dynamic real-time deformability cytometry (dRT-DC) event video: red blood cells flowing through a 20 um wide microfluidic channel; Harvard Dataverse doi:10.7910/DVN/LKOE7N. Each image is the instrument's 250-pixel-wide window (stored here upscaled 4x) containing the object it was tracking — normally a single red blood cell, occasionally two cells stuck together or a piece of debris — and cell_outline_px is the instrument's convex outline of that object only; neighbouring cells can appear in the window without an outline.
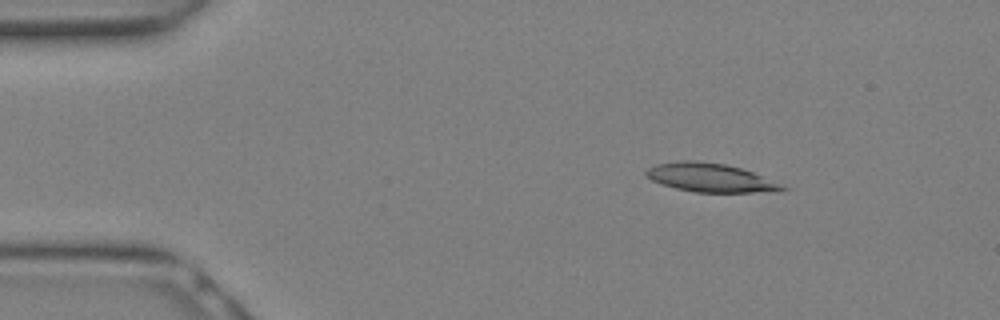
{"species": "Egyptian fruit bat (a non-hibernating species)", "species_latin": "Rousettus aegyptiacus", "temperature_condition": "warm", "stored_images_in_passage": 10, "camera_frame_rate_fps": 3000, "um_per_image_px": 0.085, "animal": {"sex": "female"}, "frame": {"image": 1, "passage_image": 4, "time_ms": 1.0, "image_size_px": [1000, 320], "cell_outline_px": [[788, 188], [752, 192], [696, 192], [676, 188], [660, 184], [644, 176], [644, 172], [648, 168], [656, 164], [680, 160], [696, 160], [724, 164], [740, 168], [752, 172]], "centroid_in_image_um": [60.22, 15.08], "position_along_channel_um": 24.8, "area_um2": 22.25}}
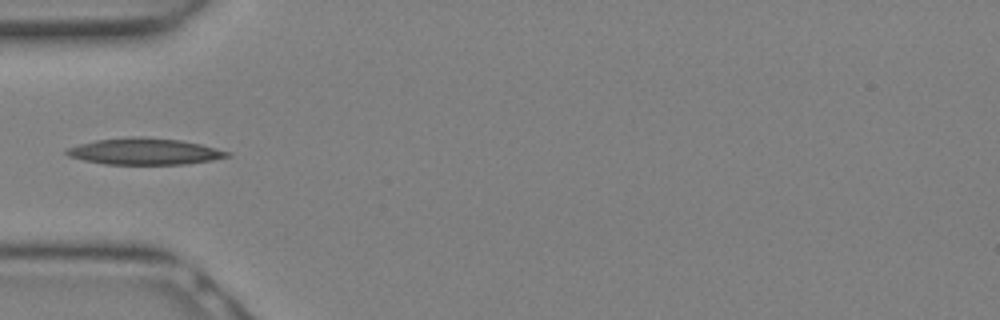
{"frame": {"image": 2, "passage_image": 9, "time_ms": 2.667, "image_size_px": [1000, 320], "cell_outline_px": [[232, 156], [212, 160], [184, 164], [104, 164], [84, 160], [68, 156], [64, 152], [64, 148], [96, 140], [132, 136], [140, 136], [180, 140], [200, 144], [232, 152]], "centroid_in_image_um": [12.28, 12.87], "position_along_channel_um": 72.7, "area_um2": 24.85}}